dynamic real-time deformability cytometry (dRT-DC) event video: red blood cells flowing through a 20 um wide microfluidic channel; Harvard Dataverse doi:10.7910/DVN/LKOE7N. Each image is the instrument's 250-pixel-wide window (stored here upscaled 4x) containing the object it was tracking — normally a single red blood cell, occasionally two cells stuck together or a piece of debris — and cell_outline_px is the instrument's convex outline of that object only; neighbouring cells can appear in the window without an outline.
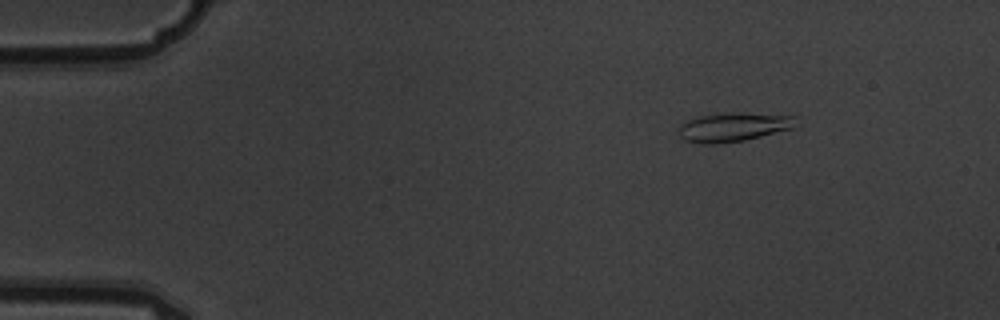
{"species": "common noctule bat (a hibernating species)", "species_latin": "Nyctalus noctula", "temperature_condition": "warm", "stored_images_in_passage": 3, "camera_frame_rate_fps": 3000, "um_per_image_px": 0.085, "animal": {"sex": "male", "body_mass_g": 19.5, "forearm_length_mm": 54.6}, "frame": {"image": 1, "passage_image": 1, "time_ms": 0.0, "image_size_px": [1000, 320], "cell_outline_px": [[796, 128], [744, 140], [708, 144], [704, 144], [688, 140], [680, 136], [680, 124], [688, 120], [700, 116], [796, 116]], "centroid_in_image_um": [62.35, 10.87], "position_along_channel_um": 22.6, "area_um2": 18.09}}